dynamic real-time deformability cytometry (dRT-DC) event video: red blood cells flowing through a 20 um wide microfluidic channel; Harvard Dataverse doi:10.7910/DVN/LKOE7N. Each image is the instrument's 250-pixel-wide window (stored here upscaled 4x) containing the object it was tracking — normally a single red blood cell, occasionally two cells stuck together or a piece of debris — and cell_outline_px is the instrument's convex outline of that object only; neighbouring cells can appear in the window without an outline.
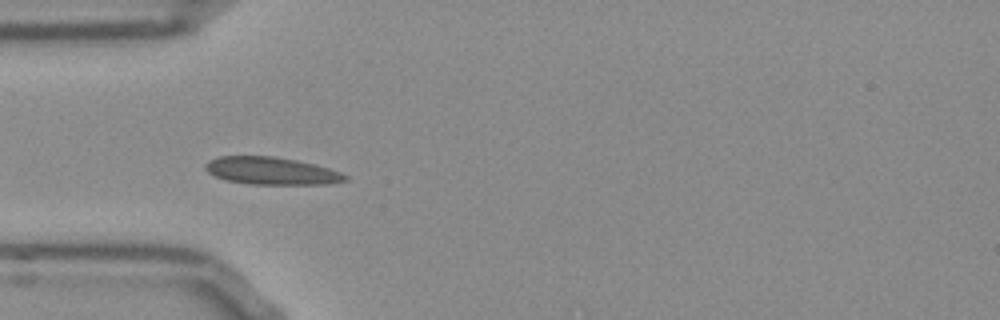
{"species": "Egyptian fruit bat (a non-hibernating species)", "species_latin": "Rousettus aegyptiacus", "temperature_condition": "room temperature", "stored_images_in_passage": 4, "camera_frame_rate_fps": 3000, "um_per_image_px": 0.085, "frame": {"image": 1, "passage_image": 1, "time_ms": 0.0, "image_size_px": [1000, 320], "cell_outline_px": [[348, 180], [328, 184], [252, 184], [228, 180], [216, 176], [208, 172], [204, 168], [204, 164], [208, 160], [220, 156], [272, 156], [296, 160], [316, 164], [340, 172], [348, 176]], "centroid_in_image_um": [23.08, 14.52], "position_along_channel_um": 61.9, "area_um2": 22.31}}